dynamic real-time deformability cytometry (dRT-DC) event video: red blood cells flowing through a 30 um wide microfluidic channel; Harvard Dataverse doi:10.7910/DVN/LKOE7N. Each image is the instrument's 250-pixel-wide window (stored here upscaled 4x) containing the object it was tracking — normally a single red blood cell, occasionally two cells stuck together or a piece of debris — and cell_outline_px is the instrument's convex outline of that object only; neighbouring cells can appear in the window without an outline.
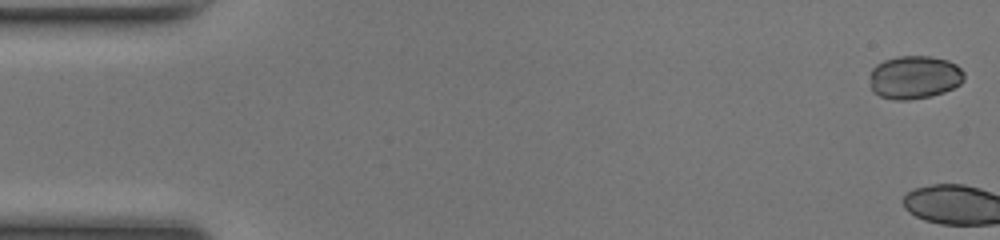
{"species": "common noctule bat (a hibernating species)", "species_latin": "Nyctalus noctula", "temperature_condition": "room temperature", "stored_images_in_passage": 3, "camera_frame_rate_fps": 3000, "um_per_image_px": 0.085, "animal": {"sex": "female", "body_mass_g": 17.0, "forearm_length_mm": 48.0}, "frame": {"image": 1, "passage_image": 1, "time_ms": 0.0, "image_size_px": [1000, 240], "cell_outline_px": [[964, 80], [960, 84], [944, 92], [932, 96], [908, 100], [896, 100], [880, 96], [872, 92], [872, 68], [876, 64], [884, 60], [900, 56], [928, 56], [948, 60], [956, 64], [964, 72]], "centroid_in_image_um": [77.75, 6.57], "position_along_channel_um": 7.2, "area_um2": 23.7}}